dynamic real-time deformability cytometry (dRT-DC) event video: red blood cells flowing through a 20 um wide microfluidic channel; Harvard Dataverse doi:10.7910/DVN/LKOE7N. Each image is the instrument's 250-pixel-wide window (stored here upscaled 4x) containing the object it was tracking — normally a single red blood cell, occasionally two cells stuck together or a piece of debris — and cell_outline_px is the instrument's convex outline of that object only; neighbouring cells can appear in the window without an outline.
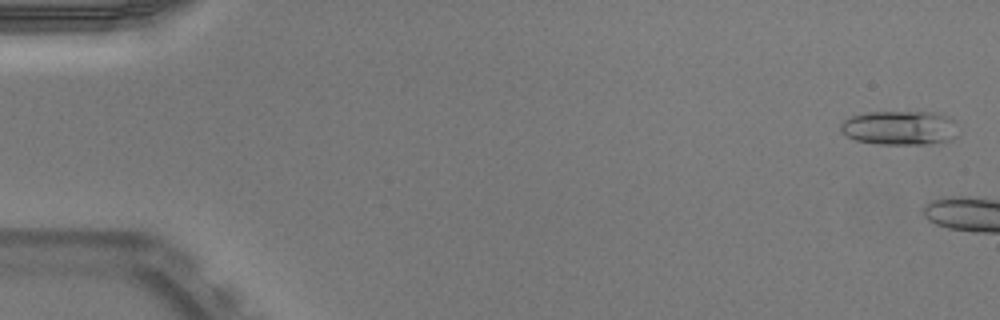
{"species": "Egyptian fruit bat (a non-hibernating species)", "species_latin": "Rousettus aegyptiacus", "temperature_condition": "warm", "stored_images_in_passage": 13, "camera_frame_rate_fps": 3000, "um_per_image_px": 0.085, "animal": {"sex": "male"}, "frame": {"image": 1, "passage_image": 2, "time_ms": 0.333, "image_size_px": [1000, 320], "cell_outline_px": [[956, 136], [952, 140], [928, 144], [880, 144], [856, 140], [840, 132], [840, 124], [844, 120], [852, 116], [868, 112], [932, 112], [948, 116], [956, 120]], "centroid_in_image_um": [76.5, 10.86], "position_along_channel_um": 8.5, "area_um2": 23.58}}